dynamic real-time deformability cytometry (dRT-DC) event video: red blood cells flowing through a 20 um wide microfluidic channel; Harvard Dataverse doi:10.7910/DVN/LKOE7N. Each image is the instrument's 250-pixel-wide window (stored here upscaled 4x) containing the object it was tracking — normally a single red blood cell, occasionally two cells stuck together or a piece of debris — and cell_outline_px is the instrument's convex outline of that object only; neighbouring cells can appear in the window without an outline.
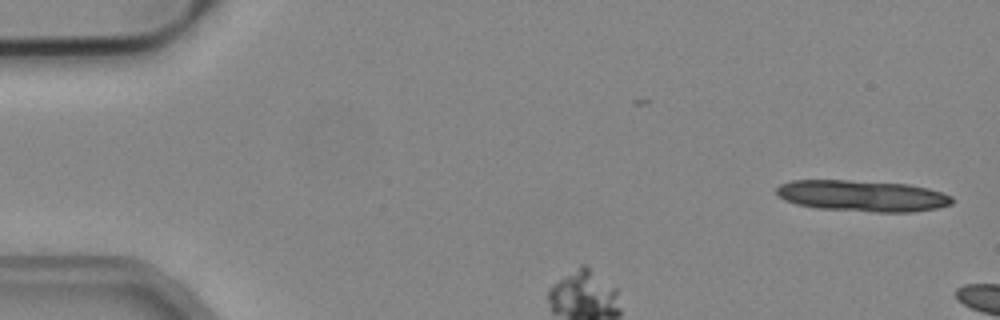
{"species": "common noctule bat (a hibernating species)", "species_latin": "Nyctalus noctula", "temperature_condition": "cold", "stored_images_in_passage": 5, "camera_frame_rate_fps": 3000, "um_per_image_px": 0.085, "animal": {"sex": "male", "body_mass_g": 19.2, "forearm_length_mm": 51.8}, "frame": {"image": 1, "passage_image": 1, "time_ms": 0.0, "image_size_px": [1000, 320], "cell_outline_px": [[952, 204], [936, 208], [912, 212], [876, 212], [816, 208], [796, 204], [784, 200], [776, 192], [776, 188], [780, 184], [792, 180], [848, 180], [908, 184], [928, 188], [952, 196]], "centroid_in_image_um": [73.28, 16.65], "position_along_channel_um": 11.7, "area_um2": 31.96}}